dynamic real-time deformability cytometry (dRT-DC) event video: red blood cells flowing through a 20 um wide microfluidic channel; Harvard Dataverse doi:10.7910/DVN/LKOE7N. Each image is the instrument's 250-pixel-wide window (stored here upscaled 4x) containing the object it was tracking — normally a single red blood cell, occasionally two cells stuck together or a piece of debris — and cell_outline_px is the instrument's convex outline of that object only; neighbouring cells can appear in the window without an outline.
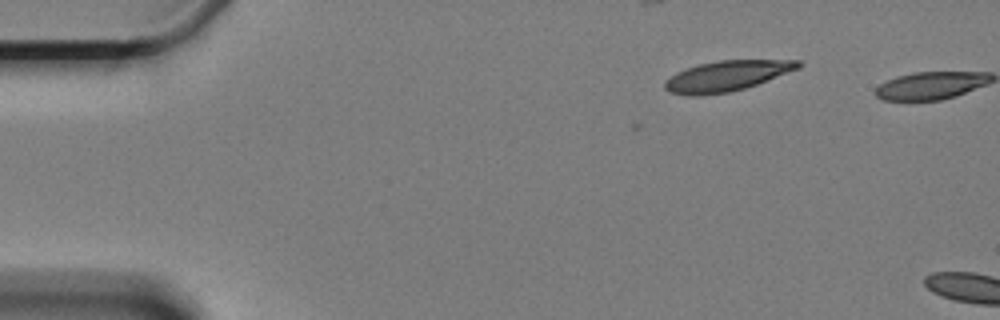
{"species": "Egyptian fruit bat (a non-hibernating species)", "species_latin": "Rousettus aegyptiacus", "temperature_condition": "cold", "stored_images_in_passage": 2, "camera_frame_rate_fps": 3000, "um_per_image_px": 0.085, "animal": {"sex": "female"}, "frame": {"image": 1, "passage_image": 1, "time_ms": 0.0, "image_size_px": [1000, 320], "cell_outline_px": [[804, 64], [800, 68], [756, 84], [744, 88], [728, 92], [700, 96], [688, 96], [668, 92], [664, 88], [664, 80], [676, 72], [700, 64], [720, 60], [800, 60]], "centroid_in_image_um": [61.75, 6.46], "position_along_channel_um": 23.3, "area_um2": 23.64}}